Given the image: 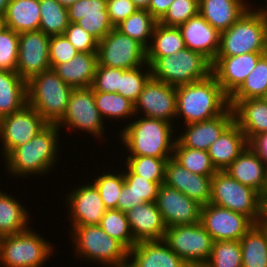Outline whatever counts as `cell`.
<instances>
[{"instance_id":"obj_1","label":"cell","mask_w":267,"mask_h":267,"mask_svg":"<svg viewBox=\"0 0 267 267\" xmlns=\"http://www.w3.org/2000/svg\"><path fill=\"white\" fill-rule=\"evenodd\" d=\"M60 133L57 125H48L29 142L14 148L4 158L6 173L16 178L48 175L55 163L59 162L58 150H62L59 149Z\"/></svg>"},{"instance_id":"obj_2","label":"cell","mask_w":267,"mask_h":267,"mask_svg":"<svg viewBox=\"0 0 267 267\" xmlns=\"http://www.w3.org/2000/svg\"><path fill=\"white\" fill-rule=\"evenodd\" d=\"M174 125L145 116L133 118L118 131L120 144H123V148L125 145L128 156L172 158L177 137Z\"/></svg>"},{"instance_id":"obj_3","label":"cell","mask_w":267,"mask_h":267,"mask_svg":"<svg viewBox=\"0 0 267 267\" xmlns=\"http://www.w3.org/2000/svg\"><path fill=\"white\" fill-rule=\"evenodd\" d=\"M229 107V97L211 74L201 81L176 87V119L183 124L198 123L221 115Z\"/></svg>"},{"instance_id":"obj_4","label":"cell","mask_w":267,"mask_h":267,"mask_svg":"<svg viewBox=\"0 0 267 267\" xmlns=\"http://www.w3.org/2000/svg\"><path fill=\"white\" fill-rule=\"evenodd\" d=\"M69 230L76 257L102 267H127L129 250L109 236L99 224L75 226Z\"/></svg>"},{"instance_id":"obj_5","label":"cell","mask_w":267,"mask_h":267,"mask_svg":"<svg viewBox=\"0 0 267 267\" xmlns=\"http://www.w3.org/2000/svg\"><path fill=\"white\" fill-rule=\"evenodd\" d=\"M227 30L221 32L216 57H232L251 52H267V18L255 2ZM252 8V9H251Z\"/></svg>"},{"instance_id":"obj_6","label":"cell","mask_w":267,"mask_h":267,"mask_svg":"<svg viewBox=\"0 0 267 267\" xmlns=\"http://www.w3.org/2000/svg\"><path fill=\"white\" fill-rule=\"evenodd\" d=\"M154 79L178 87L201 81L212 74V62L203 54L184 48L160 58H147Z\"/></svg>"},{"instance_id":"obj_7","label":"cell","mask_w":267,"mask_h":267,"mask_svg":"<svg viewBox=\"0 0 267 267\" xmlns=\"http://www.w3.org/2000/svg\"><path fill=\"white\" fill-rule=\"evenodd\" d=\"M73 89L53 69H49L27 82V104L49 125H57L64 117Z\"/></svg>"},{"instance_id":"obj_8","label":"cell","mask_w":267,"mask_h":267,"mask_svg":"<svg viewBox=\"0 0 267 267\" xmlns=\"http://www.w3.org/2000/svg\"><path fill=\"white\" fill-rule=\"evenodd\" d=\"M32 228L3 236L0 241V267H42L54 253V245Z\"/></svg>"},{"instance_id":"obj_9","label":"cell","mask_w":267,"mask_h":267,"mask_svg":"<svg viewBox=\"0 0 267 267\" xmlns=\"http://www.w3.org/2000/svg\"><path fill=\"white\" fill-rule=\"evenodd\" d=\"M210 203L241 213L255 224L262 220L263 197L233 179L226 171H217L212 176Z\"/></svg>"},{"instance_id":"obj_10","label":"cell","mask_w":267,"mask_h":267,"mask_svg":"<svg viewBox=\"0 0 267 267\" xmlns=\"http://www.w3.org/2000/svg\"><path fill=\"white\" fill-rule=\"evenodd\" d=\"M164 241L190 267L208 262L214 242L201 222L167 227Z\"/></svg>"},{"instance_id":"obj_11","label":"cell","mask_w":267,"mask_h":267,"mask_svg":"<svg viewBox=\"0 0 267 267\" xmlns=\"http://www.w3.org/2000/svg\"><path fill=\"white\" fill-rule=\"evenodd\" d=\"M104 124L105 121L95 104L94 91L89 87L72 90L64 117L57 124V127L60 130H62V127H66L70 132L71 129L75 132L78 130L86 131L100 140V138L105 137L104 134L106 135Z\"/></svg>"},{"instance_id":"obj_12","label":"cell","mask_w":267,"mask_h":267,"mask_svg":"<svg viewBox=\"0 0 267 267\" xmlns=\"http://www.w3.org/2000/svg\"><path fill=\"white\" fill-rule=\"evenodd\" d=\"M97 60L103 66L134 69L147 64V49L137 40L113 28L98 41Z\"/></svg>"},{"instance_id":"obj_13","label":"cell","mask_w":267,"mask_h":267,"mask_svg":"<svg viewBox=\"0 0 267 267\" xmlns=\"http://www.w3.org/2000/svg\"><path fill=\"white\" fill-rule=\"evenodd\" d=\"M49 124L31 106L0 118L1 154L5 158L14 148L29 142Z\"/></svg>"},{"instance_id":"obj_14","label":"cell","mask_w":267,"mask_h":267,"mask_svg":"<svg viewBox=\"0 0 267 267\" xmlns=\"http://www.w3.org/2000/svg\"><path fill=\"white\" fill-rule=\"evenodd\" d=\"M200 222L213 241H239L255 224L241 213L211 203L202 206Z\"/></svg>"},{"instance_id":"obj_15","label":"cell","mask_w":267,"mask_h":267,"mask_svg":"<svg viewBox=\"0 0 267 267\" xmlns=\"http://www.w3.org/2000/svg\"><path fill=\"white\" fill-rule=\"evenodd\" d=\"M134 111L136 117L144 115L175 124L176 87L151 77L134 103Z\"/></svg>"},{"instance_id":"obj_16","label":"cell","mask_w":267,"mask_h":267,"mask_svg":"<svg viewBox=\"0 0 267 267\" xmlns=\"http://www.w3.org/2000/svg\"><path fill=\"white\" fill-rule=\"evenodd\" d=\"M50 36L42 31L19 34L16 72L28 82L32 77L51 69L49 61Z\"/></svg>"},{"instance_id":"obj_17","label":"cell","mask_w":267,"mask_h":267,"mask_svg":"<svg viewBox=\"0 0 267 267\" xmlns=\"http://www.w3.org/2000/svg\"><path fill=\"white\" fill-rule=\"evenodd\" d=\"M74 188L65 197L67 217L71 221L69 227L100 224L107 209L95 185L90 181Z\"/></svg>"},{"instance_id":"obj_18","label":"cell","mask_w":267,"mask_h":267,"mask_svg":"<svg viewBox=\"0 0 267 267\" xmlns=\"http://www.w3.org/2000/svg\"><path fill=\"white\" fill-rule=\"evenodd\" d=\"M156 204L166 227L194 224L201 220L202 205L165 184L159 187Z\"/></svg>"},{"instance_id":"obj_19","label":"cell","mask_w":267,"mask_h":267,"mask_svg":"<svg viewBox=\"0 0 267 267\" xmlns=\"http://www.w3.org/2000/svg\"><path fill=\"white\" fill-rule=\"evenodd\" d=\"M267 52H251L232 57H216L212 74L223 92L230 97L255 68L259 58Z\"/></svg>"},{"instance_id":"obj_20","label":"cell","mask_w":267,"mask_h":267,"mask_svg":"<svg viewBox=\"0 0 267 267\" xmlns=\"http://www.w3.org/2000/svg\"><path fill=\"white\" fill-rule=\"evenodd\" d=\"M212 176L192 173L173 158L167 160L164 184L204 206L210 203Z\"/></svg>"},{"instance_id":"obj_21","label":"cell","mask_w":267,"mask_h":267,"mask_svg":"<svg viewBox=\"0 0 267 267\" xmlns=\"http://www.w3.org/2000/svg\"><path fill=\"white\" fill-rule=\"evenodd\" d=\"M233 122L234 113L229 106L221 115L212 119L183 125L185 128L176 139L184 147L207 151Z\"/></svg>"},{"instance_id":"obj_22","label":"cell","mask_w":267,"mask_h":267,"mask_svg":"<svg viewBox=\"0 0 267 267\" xmlns=\"http://www.w3.org/2000/svg\"><path fill=\"white\" fill-rule=\"evenodd\" d=\"M127 267H190L164 240L137 242L128 255Z\"/></svg>"},{"instance_id":"obj_23","label":"cell","mask_w":267,"mask_h":267,"mask_svg":"<svg viewBox=\"0 0 267 267\" xmlns=\"http://www.w3.org/2000/svg\"><path fill=\"white\" fill-rule=\"evenodd\" d=\"M186 48L199 52L214 62L219 50L221 33L200 14L188 19L178 27Z\"/></svg>"},{"instance_id":"obj_24","label":"cell","mask_w":267,"mask_h":267,"mask_svg":"<svg viewBox=\"0 0 267 267\" xmlns=\"http://www.w3.org/2000/svg\"><path fill=\"white\" fill-rule=\"evenodd\" d=\"M224 171L262 197L267 191V165L249 145Z\"/></svg>"},{"instance_id":"obj_25","label":"cell","mask_w":267,"mask_h":267,"mask_svg":"<svg viewBox=\"0 0 267 267\" xmlns=\"http://www.w3.org/2000/svg\"><path fill=\"white\" fill-rule=\"evenodd\" d=\"M126 214L136 242L164 240L167 227L156 202L137 205Z\"/></svg>"},{"instance_id":"obj_26","label":"cell","mask_w":267,"mask_h":267,"mask_svg":"<svg viewBox=\"0 0 267 267\" xmlns=\"http://www.w3.org/2000/svg\"><path fill=\"white\" fill-rule=\"evenodd\" d=\"M234 122L244 133L248 143L257 135L267 132V103L263 98L229 100Z\"/></svg>"},{"instance_id":"obj_27","label":"cell","mask_w":267,"mask_h":267,"mask_svg":"<svg viewBox=\"0 0 267 267\" xmlns=\"http://www.w3.org/2000/svg\"><path fill=\"white\" fill-rule=\"evenodd\" d=\"M123 168L124 186L118 197L117 210L127 213L137 205L156 202L161 184L134 174L125 164Z\"/></svg>"},{"instance_id":"obj_28","label":"cell","mask_w":267,"mask_h":267,"mask_svg":"<svg viewBox=\"0 0 267 267\" xmlns=\"http://www.w3.org/2000/svg\"><path fill=\"white\" fill-rule=\"evenodd\" d=\"M249 3L247 0H199V14L221 33L251 7Z\"/></svg>"},{"instance_id":"obj_29","label":"cell","mask_w":267,"mask_h":267,"mask_svg":"<svg viewBox=\"0 0 267 267\" xmlns=\"http://www.w3.org/2000/svg\"><path fill=\"white\" fill-rule=\"evenodd\" d=\"M248 146V141L233 122L207 150L217 171H224Z\"/></svg>"},{"instance_id":"obj_30","label":"cell","mask_w":267,"mask_h":267,"mask_svg":"<svg viewBox=\"0 0 267 267\" xmlns=\"http://www.w3.org/2000/svg\"><path fill=\"white\" fill-rule=\"evenodd\" d=\"M97 64V52H79L69 62L57 64L53 70L73 88H89L93 84Z\"/></svg>"},{"instance_id":"obj_31","label":"cell","mask_w":267,"mask_h":267,"mask_svg":"<svg viewBox=\"0 0 267 267\" xmlns=\"http://www.w3.org/2000/svg\"><path fill=\"white\" fill-rule=\"evenodd\" d=\"M27 104V82L16 71L0 70V118Z\"/></svg>"},{"instance_id":"obj_32","label":"cell","mask_w":267,"mask_h":267,"mask_svg":"<svg viewBox=\"0 0 267 267\" xmlns=\"http://www.w3.org/2000/svg\"><path fill=\"white\" fill-rule=\"evenodd\" d=\"M22 201L0 191V236L18 234L29 229L31 217ZM29 225V226H28Z\"/></svg>"},{"instance_id":"obj_33","label":"cell","mask_w":267,"mask_h":267,"mask_svg":"<svg viewBox=\"0 0 267 267\" xmlns=\"http://www.w3.org/2000/svg\"><path fill=\"white\" fill-rule=\"evenodd\" d=\"M5 25L18 34L39 30V0H11L5 14Z\"/></svg>"},{"instance_id":"obj_34","label":"cell","mask_w":267,"mask_h":267,"mask_svg":"<svg viewBox=\"0 0 267 267\" xmlns=\"http://www.w3.org/2000/svg\"><path fill=\"white\" fill-rule=\"evenodd\" d=\"M239 241L242 267H267V233L259 223L254 224Z\"/></svg>"},{"instance_id":"obj_35","label":"cell","mask_w":267,"mask_h":267,"mask_svg":"<svg viewBox=\"0 0 267 267\" xmlns=\"http://www.w3.org/2000/svg\"><path fill=\"white\" fill-rule=\"evenodd\" d=\"M185 48L184 39L178 27L156 23L152 39L147 48V58H160L172 55Z\"/></svg>"},{"instance_id":"obj_36","label":"cell","mask_w":267,"mask_h":267,"mask_svg":"<svg viewBox=\"0 0 267 267\" xmlns=\"http://www.w3.org/2000/svg\"><path fill=\"white\" fill-rule=\"evenodd\" d=\"M95 104L102 118L125 120L130 122L135 117L134 103L121 94L94 91ZM130 117V118H129ZM128 119H131L128 121Z\"/></svg>"},{"instance_id":"obj_37","label":"cell","mask_w":267,"mask_h":267,"mask_svg":"<svg viewBox=\"0 0 267 267\" xmlns=\"http://www.w3.org/2000/svg\"><path fill=\"white\" fill-rule=\"evenodd\" d=\"M157 22L147 10L138 9L115 28L122 34L137 40L147 49Z\"/></svg>"},{"instance_id":"obj_38","label":"cell","mask_w":267,"mask_h":267,"mask_svg":"<svg viewBox=\"0 0 267 267\" xmlns=\"http://www.w3.org/2000/svg\"><path fill=\"white\" fill-rule=\"evenodd\" d=\"M39 6V30L49 36L63 35L70 23L67 8L57 0H39Z\"/></svg>"},{"instance_id":"obj_39","label":"cell","mask_w":267,"mask_h":267,"mask_svg":"<svg viewBox=\"0 0 267 267\" xmlns=\"http://www.w3.org/2000/svg\"><path fill=\"white\" fill-rule=\"evenodd\" d=\"M172 158L192 173L213 176L217 172L207 151L184 147L177 139Z\"/></svg>"},{"instance_id":"obj_40","label":"cell","mask_w":267,"mask_h":267,"mask_svg":"<svg viewBox=\"0 0 267 267\" xmlns=\"http://www.w3.org/2000/svg\"><path fill=\"white\" fill-rule=\"evenodd\" d=\"M267 91V53L263 54L255 68L246 77L241 86L229 97V100L262 98Z\"/></svg>"},{"instance_id":"obj_41","label":"cell","mask_w":267,"mask_h":267,"mask_svg":"<svg viewBox=\"0 0 267 267\" xmlns=\"http://www.w3.org/2000/svg\"><path fill=\"white\" fill-rule=\"evenodd\" d=\"M99 225L109 236L117 239L128 250L137 243L131 233L125 212L117 209L106 210Z\"/></svg>"},{"instance_id":"obj_42","label":"cell","mask_w":267,"mask_h":267,"mask_svg":"<svg viewBox=\"0 0 267 267\" xmlns=\"http://www.w3.org/2000/svg\"><path fill=\"white\" fill-rule=\"evenodd\" d=\"M124 163L134 174L156 183H164L165 166L170 158L126 156Z\"/></svg>"},{"instance_id":"obj_43","label":"cell","mask_w":267,"mask_h":267,"mask_svg":"<svg viewBox=\"0 0 267 267\" xmlns=\"http://www.w3.org/2000/svg\"><path fill=\"white\" fill-rule=\"evenodd\" d=\"M112 171L101 173L93 179L92 183L98 190L104 206L107 210L117 209L118 197L124 186V174L122 172Z\"/></svg>"},{"instance_id":"obj_44","label":"cell","mask_w":267,"mask_h":267,"mask_svg":"<svg viewBox=\"0 0 267 267\" xmlns=\"http://www.w3.org/2000/svg\"><path fill=\"white\" fill-rule=\"evenodd\" d=\"M203 267H242L240 241H214L211 256Z\"/></svg>"},{"instance_id":"obj_45","label":"cell","mask_w":267,"mask_h":267,"mask_svg":"<svg viewBox=\"0 0 267 267\" xmlns=\"http://www.w3.org/2000/svg\"><path fill=\"white\" fill-rule=\"evenodd\" d=\"M151 77V69L148 64L125 70L121 75L120 88L117 93L135 103Z\"/></svg>"},{"instance_id":"obj_46","label":"cell","mask_w":267,"mask_h":267,"mask_svg":"<svg viewBox=\"0 0 267 267\" xmlns=\"http://www.w3.org/2000/svg\"><path fill=\"white\" fill-rule=\"evenodd\" d=\"M197 14L199 0H174L158 22L164 26L179 27Z\"/></svg>"},{"instance_id":"obj_47","label":"cell","mask_w":267,"mask_h":267,"mask_svg":"<svg viewBox=\"0 0 267 267\" xmlns=\"http://www.w3.org/2000/svg\"><path fill=\"white\" fill-rule=\"evenodd\" d=\"M19 34L10 28L0 32V70L16 71Z\"/></svg>"},{"instance_id":"obj_48","label":"cell","mask_w":267,"mask_h":267,"mask_svg":"<svg viewBox=\"0 0 267 267\" xmlns=\"http://www.w3.org/2000/svg\"><path fill=\"white\" fill-rule=\"evenodd\" d=\"M74 22L94 36L98 41L104 38L114 28L110 22L108 11L82 14Z\"/></svg>"},{"instance_id":"obj_49","label":"cell","mask_w":267,"mask_h":267,"mask_svg":"<svg viewBox=\"0 0 267 267\" xmlns=\"http://www.w3.org/2000/svg\"><path fill=\"white\" fill-rule=\"evenodd\" d=\"M124 71L125 69L97 64L91 88L93 91L117 93L120 88L121 75Z\"/></svg>"},{"instance_id":"obj_50","label":"cell","mask_w":267,"mask_h":267,"mask_svg":"<svg viewBox=\"0 0 267 267\" xmlns=\"http://www.w3.org/2000/svg\"><path fill=\"white\" fill-rule=\"evenodd\" d=\"M63 35L79 52H97L98 40L74 21H70Z\"/></svg>"},{"instance_id":"obj_51","label":"cell","mask_w":267,"mask_h":267,"mask_svg":"<svg viewBox=\"0 0 267 267\" xmlns=\"http://www.w3.org/2000/svg\"><path fill=\"white\" fill-rule=\"evenodd\" d=\"M79 53L64 35L50 36L49 61L51 69L57 64L69 62Z\"/></svg>"},{"instance_id":"obj_52","label":"cell","mask_w":267,"mask_h":267,"mask_svg":"<svg viewBox=\"0 0 267 267\" xmlns=\"http://www.w3.org/2000/svg\"><path fill=\"white\" fill-rule=\"evenodd\" d=\"M138 8L131 0H107V11L111 24L115 28Z\"/></svg>"},{"instance_id":"obj_53","label":"cell","mask_w":267,"mask_h":267,"mask_svg":"<svg viewBox=\"0 0 267 267\" xmlns=\"http://www.w3.org/2000/svg\"><path fill=\"white\" fill-rule=\"evenodd\" d=\"M107 11V0H79L67 8L70 21L76 20L82 14Z\"/></svg>"},{"instance_id":"obj_54","label":"cell","mask_w":267,"mask_h":267,"mask_svg":"<svg viewBox=\"0 0 267 267\" xmlns=\"http://www.w3.org/2000/svg\"><path fill=\"white\" fill-rule=\"evenodd\" d=\"M248 145L267 165V132L255 136Z\"/></svg>"},{"instance_id":"obj_55","label":"cell","mask_w":267,"mask_h":267,"mask_svg":"<svg viewBox=\"0 0 267 267\" xmlns=\"http://www.w3.org/2000/svg\"><path fill=\"white\" fill-rule=\"evenodd\" d=\"M174 0H151L147 11L159 21L168 11L169 6Z\"/></svg>"},{"instance_id":"obj_56","label":"cell","mask_w":267,"mask_h":267,"mask_svg":"<svg viewBox=\"0 0 267 267\" xmlns=\"http://www.w3.org/2000/svg\"><path fill=\"white\" fill-rule=\"evenodd\" d=\"M260 222H267V191L263 195L262 220Z\"/></svg>"},{"instance_id":"obj_57","label":"cell","mask_w":267,"mask_h":267,"mask_svg":"<svg viewBox=\"0 0 267 267\" xmlns=\"http://www.w3.org/2000/svg\"><path fill=\"white\" fill-rule=\"evenodd\" d=\"M138 9L147 10L151 0H131Z\"/></svg>"},{"instance_id":"obj_58","label":"cell","mask_w":267,"mask_h":267,"mask_svg":"<svg viewBox=\"0 0 267 267\" xmlns=\"http://www.w3.org/2000/svg\"><path fill=\"white\" fill-rule=\"evenodd\" d=\"M11 0H0V16H5Z\"/></svg>"},{"instance_id":"obj_59","label":"cell","mask_w":267,"mask_h":267,"mask_svg":"<svg viewBox=\"0 0 267 267\" xmlns=\"http://www.w3.org/2000/svg\"><path fill=\"white\" fill-rule=\"evenodd\" d=\"M62 6L68 8L79 0H57Z\"/></svg>"},{"instance_id":"obj_60","label":"cell","mask_w":267,"mask_h":267,"mask_svg":"<svg viewBox=\"0 0 267 267\" xmlns=\"http://www.w3.org/2000/svg\"><path fill=\"white\" fill-rule=\"evenodd\" d=\"M263 3H267V0ZM266 6H262L261 8H257L266 18H267V4H265Z\"/></svg>"},{"instance_id":"obj_61","label":"cell","mask_w":267,"mask_h":267,"mask_svg":"<svg viewBox=\"0 0 267 267\" xmlns=\"http://www.w3.org/2000/svg\"><path fill=\"white\" fill-rule=\"evenodd\" d=\"M6 28V25H5V17L4 16H0V32Z\"/></svg>"},{"instance_id":"obj_62","label":"cell","mask_w":267,"mask_h":267,"mask_svg":"<svg viewBox=\"0 0 267 267\" xmlns=\"http://www.w3.org/2000/svg\"><path fill=\"white\" fill-rule=\"evenodd\" d=\"M259 224L266 230L267 233V222H259Z\"/></svg>"},{"instance_id":"obj_63","label":"cell","mask_w":267,"mask_h":267,"mask_svg":"<svg viewBox=\"0 0 267 267\" xmlns=\"http://www.w3.org/2000/svg\"><path fill=\"white\" fill-rule=\"evenodd\" d=\"M264 99V101L267 103V91L265 93V95L262 97Z\"/></svg>"}]
</instances>
